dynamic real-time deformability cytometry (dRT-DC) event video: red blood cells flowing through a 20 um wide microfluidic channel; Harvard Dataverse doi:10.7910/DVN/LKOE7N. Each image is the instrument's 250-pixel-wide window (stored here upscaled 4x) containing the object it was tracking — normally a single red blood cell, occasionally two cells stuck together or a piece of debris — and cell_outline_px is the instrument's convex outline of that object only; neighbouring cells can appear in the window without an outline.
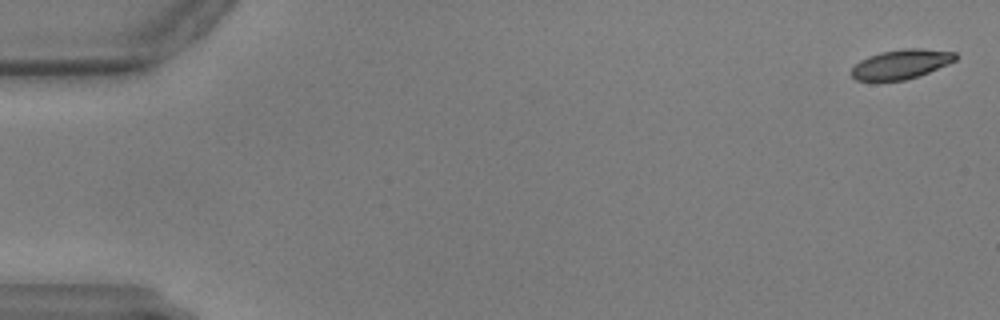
{"species": "common noctule bat (a hibernating species)", "species_latin": "Nyctalus noctula", "temperature_condition": "warm", "stored_images_in_passage": 4, "camera_frame_rate_fps": 3000, "um_per_image_px": 0.085, "animal": {"sex": "male", "body_mass_g": 17.9, "forearm_length_mm": 54.2}, "frame": {"image": 1, "passage_image": 2, "time_ms": 0.333, "image_size_px": [1000, 320], "cell_outline_px": [[956, 60], [948, 64], [928, 72], [904, 80], [856, 80], [848, 72], [860, 60], [868, 56], [880, 52], [904, 48], [924, 48], [956, 52]], "centroid_in_image_um": [76.58, 5.43], "position_along_channel_um": 8.4, "area_um2": 17.8}}